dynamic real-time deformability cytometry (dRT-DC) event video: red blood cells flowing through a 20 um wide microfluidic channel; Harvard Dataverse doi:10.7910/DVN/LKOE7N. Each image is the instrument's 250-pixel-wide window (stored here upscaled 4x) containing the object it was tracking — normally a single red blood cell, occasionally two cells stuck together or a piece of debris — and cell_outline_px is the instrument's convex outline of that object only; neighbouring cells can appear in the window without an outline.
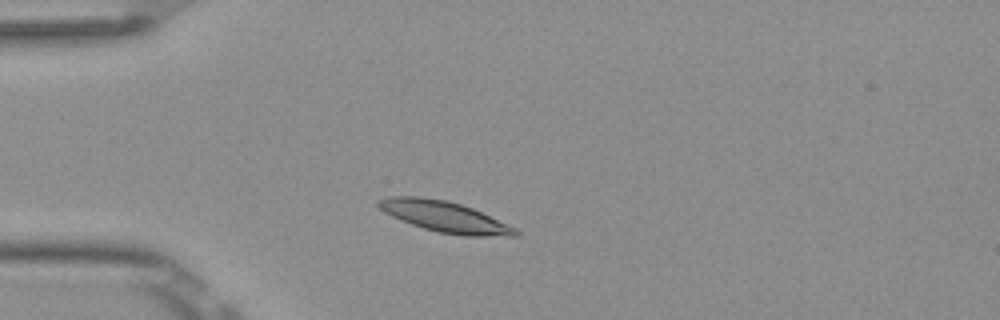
{"species": "Egyptian fruit bat (a non-hibernating species)", "species_latin": "Rousettus aegyptiacus", "temperature_condition": "room temperature", "stored_images_in_passage": 5, "camera_frame_rate_fps": 3000, "um_per_image_px": 0.085, "frame": {"image": 1, "passage_image": 1, "time_ms": 0.0, "image_size_px": [1000, 320], "cell_outline_px": [[520, 236], [464, 236], [440, 232], [424, 228], [400, 220], [384, 212], [376, 204], [376, 200], [388, 196], [416, 196], [448, 200], [472, 208], [516, 228], [520, 232]], "centroid_in_image_um": [37.78, 18.41], "position_along_channel_um": 47.2, "area_um2": 24.57}}
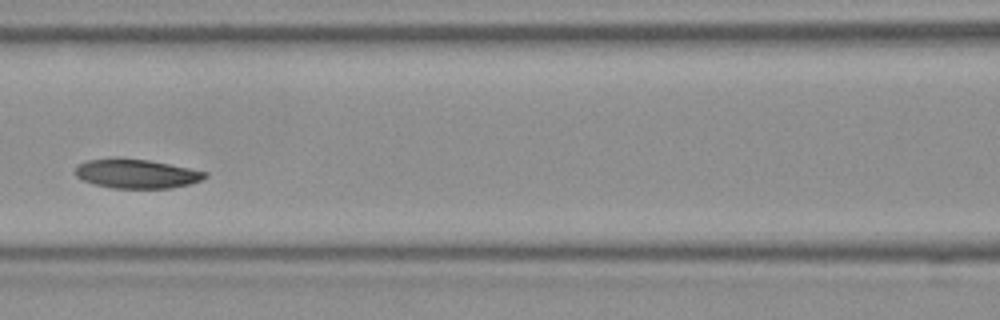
{"frame": {"image": 2, "passage_image": 4, "time_ms": 1.0, "image_size_px": [1000, 320], "cell_outline_px": [[208, 176], [200, 180], [188, 184], [172, 188], [112, 188], [92, 184], [76, 176], [72, 172], [76, 164], [88, 160], [112, 156], [120, 156], [148, 160], [208, 172]], "centroid_in_image_um": [11.5, 14.74], "position_along_channel_um": 155.1, "area_um2": 22.54}}
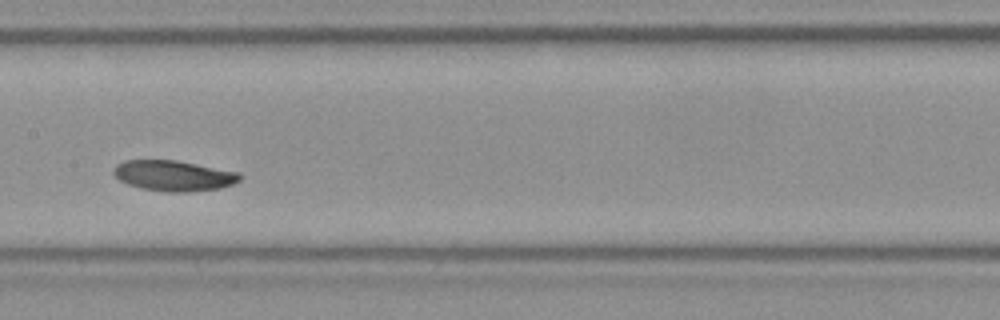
{"frame": {"image": 3, "passage_image": 5, "time_ms": 1.333, "image_size_px": [1000, 320], "cell_outline_px": [[240, 180], [232, 184], [220, 188], [188, 192], [168, 192], [140, 188], [128, 184], [120, 180], [112, 172], [112, 168], [116, 164], [124, 160], [176, 160], [240, 172]], "centroid_in_image_um": [14.74, 14.93], "position_along_channel_um": 192.7, "area_um2": 22.54}}